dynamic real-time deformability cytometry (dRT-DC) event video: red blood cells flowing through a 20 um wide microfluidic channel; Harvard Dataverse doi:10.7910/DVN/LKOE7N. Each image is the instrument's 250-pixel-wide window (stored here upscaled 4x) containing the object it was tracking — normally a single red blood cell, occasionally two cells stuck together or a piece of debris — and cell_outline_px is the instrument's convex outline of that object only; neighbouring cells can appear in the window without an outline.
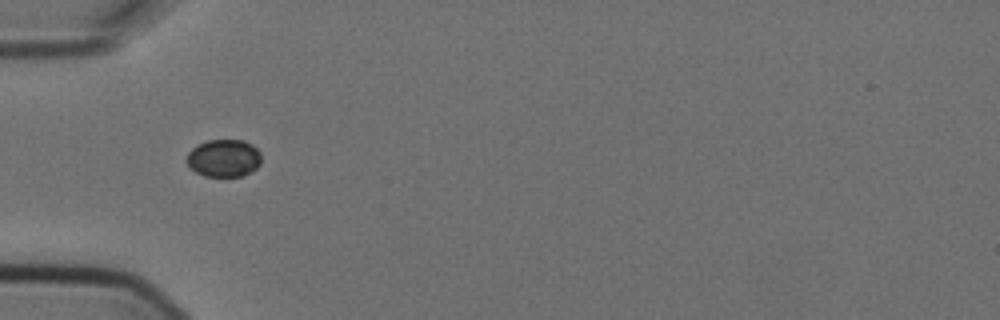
{"species": "Egyptian fruit bat (a non-hibernating species)", "species_latin": "Rousettus aegyptiacus", "temperature_condition": "cold", "stored_images_in_passage": 1, "camera_frame_rate_fps": 3000, "um_per_image_px": 0.085, "animal": {"sex": "female"}, "frame": {"image": 1, "passage_image": 1, "time_ms": 0.0, "image_size_px": [1000, 320], "cell_outline_px": [[260, 164], [252, 172], [244, 176], [204, 176], [196, 172], [184, 160], [188, 152], [192, 148], [208, 140], [244, 140], [252, 144], [260, 152]], "centroid_in_image_um": [19.03, 13.44], "position_along_channel_um": 66.0, "area_um2": 16.42}}